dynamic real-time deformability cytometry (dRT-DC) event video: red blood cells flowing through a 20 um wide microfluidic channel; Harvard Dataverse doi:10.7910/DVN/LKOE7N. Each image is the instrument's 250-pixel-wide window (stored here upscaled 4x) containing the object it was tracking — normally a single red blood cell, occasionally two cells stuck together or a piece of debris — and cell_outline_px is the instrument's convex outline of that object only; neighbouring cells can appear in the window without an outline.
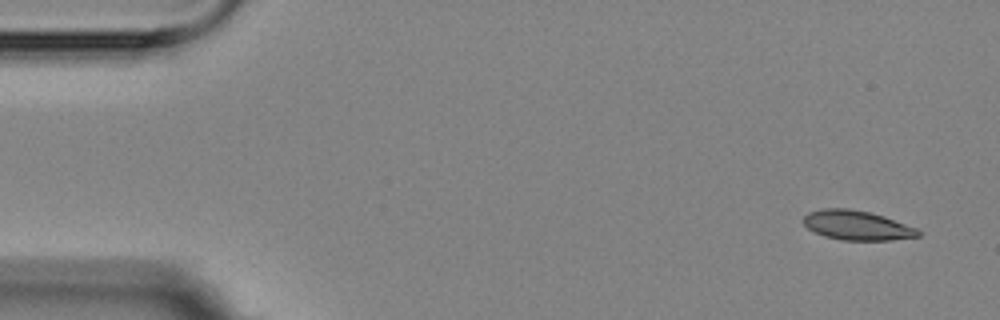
{"species": "Egyptian fruit bat (a non-hibernating species)", "species_latin": "Rousettus aegyptiacus", "temperature_condition": "room temperature", "stored_images_in_passage": 7, "camera_frame_rate_fps": 3000, "um_per_image_px": 0.085, "animal": {"sex": "female"}, "frame": {"image": 1, "passage_image": 1, "time_ms": 0.0, "image_size_px": [1000, 320], "cell_outline_px": [[920, 236], [892, 240], [844, 240], [824, 236], [808, 228], [804, 224], [804, 216], [808, 212], [824, 208], [848, 208], [868, 212], [884, 216], [916, 228], [920, 232]], "centroid_in_image_um": [72.84, 19.15], "position_along_channel_um": 12.2, "area_um2": 19.54}}
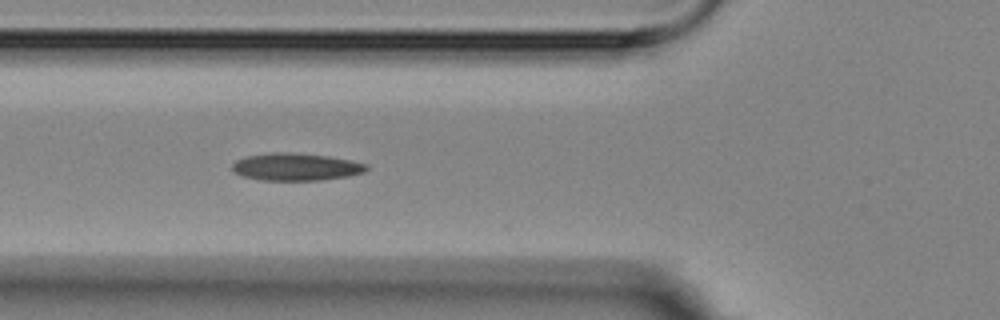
{"frame": {"image": 2, "passage_image": 6, "time_ms": 5.667, "image_size_px": [1000, 320], "cell_outline_px": [[368, 168], [364, 172], [348, 176], [320, 180], [260, 180], [244, 176], [232, 172], [232, 164], [236, 160], [244, 156], [268, 152], [288, 152], [328, 156], [352, 160], [368, 164]], "centroid_in_image_um": [25.13, 14.17], "position_along_channel_um": 100.7, "area_um2": 21.62}}
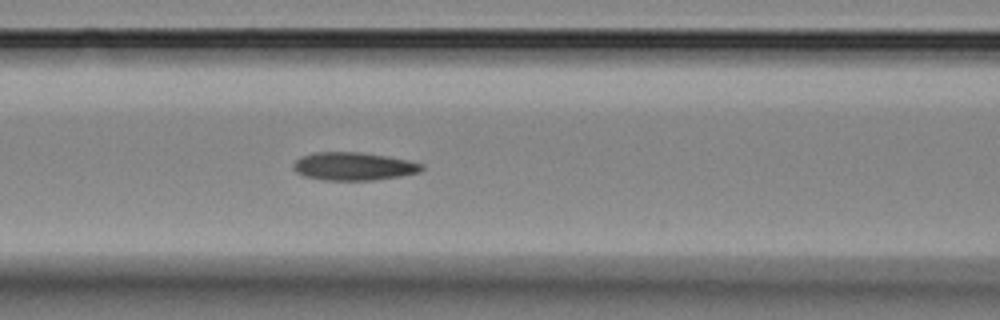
{"frame": {"image": 3, "passage_image": 7, "time_ms": 6.667, "image_size_px": [1000, 320], "cell_outline_px": [[424, 168], [420, 172], [400, 176], [372, 180], [324, 180], [304, 176], [296, 172], [292, 168], [292, 164], [300, 156], [312, 152], [360, 152], [388, 156], [408, 160], [424, 164]], "centroid_in_image_um": [30.03, 14.13], "position_along_channel_um": 136.6, "area_um2": 21.15}}